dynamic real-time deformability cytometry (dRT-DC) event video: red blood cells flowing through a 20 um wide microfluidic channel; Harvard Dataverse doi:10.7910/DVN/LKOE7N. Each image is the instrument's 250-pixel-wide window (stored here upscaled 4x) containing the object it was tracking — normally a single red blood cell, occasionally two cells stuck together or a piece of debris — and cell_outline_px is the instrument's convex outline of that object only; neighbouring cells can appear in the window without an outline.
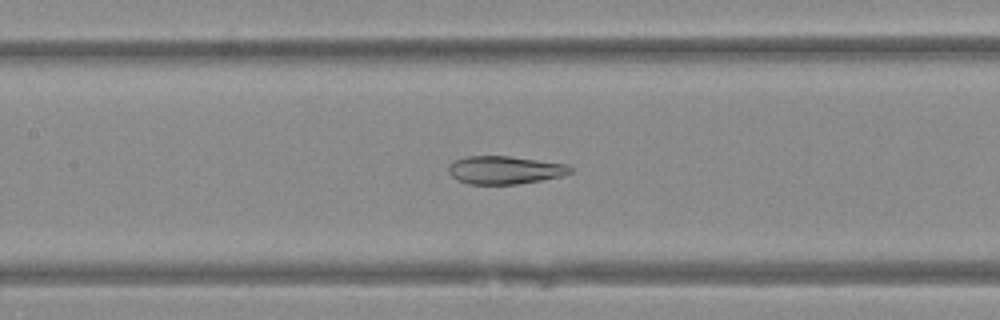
{"species": "Egyptian fruit bat (a non-hibernating species)", "species_latin": "Rousettus aegyptiacus", "temperature_condition": "warm", "stored_images_in_passage": 46, "camera_frame_rate_fps": 3000, "um_per_image_px": 0.085, "animal": {"sex": "female"}, "frame": {"image": 1, "passage_image": 20, "time_ms": 6.333, "image_size_px": [1000, 320], "cell_outline_px": [[572, 172], [560, 176], [540, 180], [516, 184], [468, 184], [456, 180], [448, 172], [448, 164], [456, 160], [468, 156], [508, 156], [568, 164], [572, 168]], "centroid_in_image_um": [42.88, 14.45], "position_along_channel_um": 164.5, "area_um2": 19.83}}
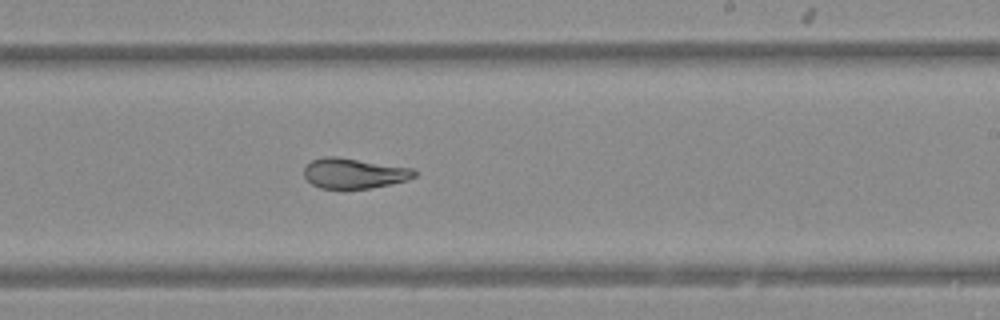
{"frame": {"image": 2, "passage_image": 27, "time_ms": 8.667, "image_size_px": [1000, 320], "cell_outline_px": [[416, 176], [408, 180], [392, 184], [368, 188], [320, 188], [312, 184], [304, 176], [304, 168], [312, 160], [324, 156], [336, 156], [412, 168], [416, 172]], "centroid_in_image_um": [30.09, 14.72], "position_along_channel_um": 258.9, "area_um2": 19.36}}
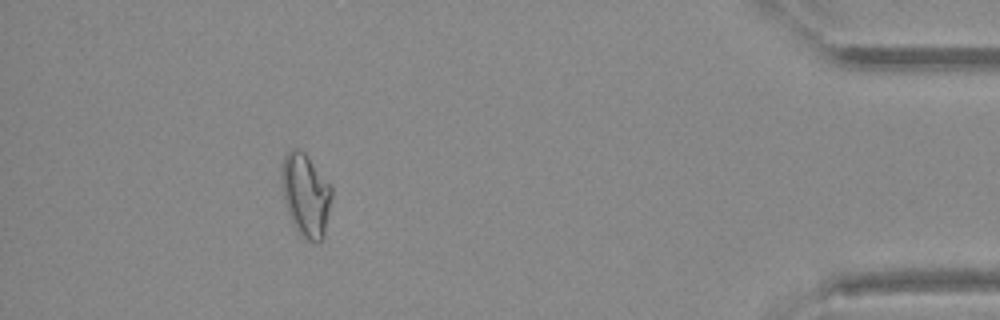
{"frame": {"image": 3, "passage_image": 42, "time_ms": 13.667, "image_size_px": [1000, 320], "cell_outline_px": [[332, 196], [324, 236], [320, 244], [316, 244], [300, 236], [288, 212], [284, 200], [280, 176], [284, 156], [288, 152], [296, 148], [304, 152], [332, 188]], "centroid_in_image_um": [25.99, 16.62], "position_along_channel_um": 409.2, "area_um2": 24.04}}